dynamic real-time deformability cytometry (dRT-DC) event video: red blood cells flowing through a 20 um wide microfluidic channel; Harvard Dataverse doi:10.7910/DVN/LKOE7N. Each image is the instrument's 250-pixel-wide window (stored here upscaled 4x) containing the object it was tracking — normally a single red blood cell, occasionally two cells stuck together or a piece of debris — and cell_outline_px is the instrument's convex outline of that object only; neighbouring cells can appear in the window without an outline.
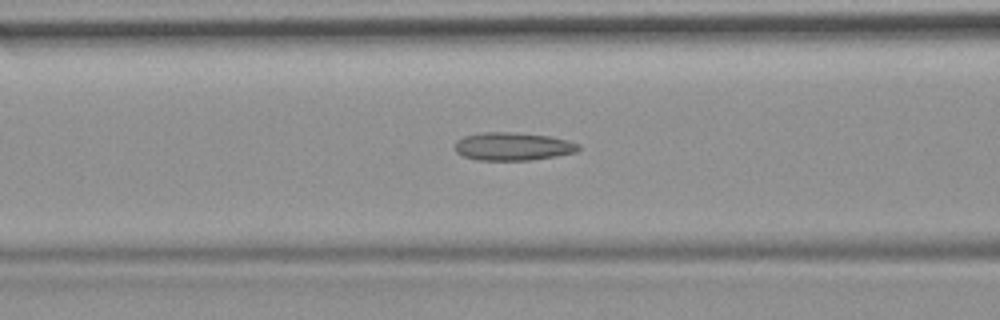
{"species": "common noctule bat (a hibernating species)", "species_latin": "Nyctalus noctula", "temperature_condition": "room temperature", "stored_images_in_passage": 39, "camera_frame_rate_fps": 3000, "um_per_image_px": 0.085, "animal": {"sex": "female", "body_mass_g": 19.9}, "frame": {"image": 1, "passage_image": 17, "time_ms": 5.333, "image_size_px": [1000, 320], "cell_outline_px": [[580, 148], [576, 152], [556, 156], [528, 160], [476, 160], [464, 156], [456, 152], [456, 140], [464, 136], [484, 132], [512, 132], [552, 136], [568, 140], [580, 144]], "centroid_in_image_um": [43.61, 12.44], "position_along_channel_um": 123.0, "area_um2": 20.23}}